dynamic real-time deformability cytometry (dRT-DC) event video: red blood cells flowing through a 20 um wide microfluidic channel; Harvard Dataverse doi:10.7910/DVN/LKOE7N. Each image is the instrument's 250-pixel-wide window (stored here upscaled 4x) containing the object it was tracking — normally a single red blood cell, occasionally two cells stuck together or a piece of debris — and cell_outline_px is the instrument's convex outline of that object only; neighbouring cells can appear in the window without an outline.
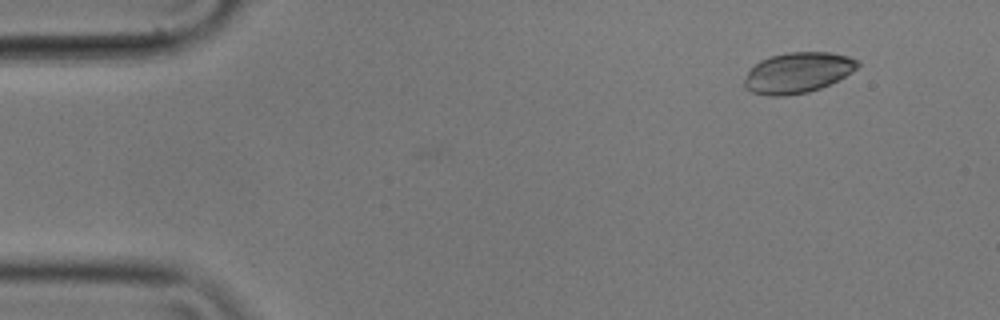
{"species": "common noctule bat (a hibernating species)", "species_latin": "Nyctalus noctula", "temperature_condition": "cold", "stored_images_in_passage": 8, "camera_frame_rate_fps": 3000, "um_per_image_px": 0.085, "animal": {"sex": "male", "body_mass_g": 17.9}, "frame": {"image": 1, "passage_image": 8, "time_ms": 2.333, "image_size_px": [1000, 320], "cell_outline_px": [[860, 64], [852, 72], [820, 88], [808, 92], [784, 96], [772, 96], [752, 92], [744, 88], [744, 80], [748, 72], [760, 60], [772, 56], [788, 52], [832, 52], [848, 56], [856, 60]], "centroid_in_image_um": [67.79, 6.17], "position_along_channel_um": 17.2, "area_um2": 26.53}}